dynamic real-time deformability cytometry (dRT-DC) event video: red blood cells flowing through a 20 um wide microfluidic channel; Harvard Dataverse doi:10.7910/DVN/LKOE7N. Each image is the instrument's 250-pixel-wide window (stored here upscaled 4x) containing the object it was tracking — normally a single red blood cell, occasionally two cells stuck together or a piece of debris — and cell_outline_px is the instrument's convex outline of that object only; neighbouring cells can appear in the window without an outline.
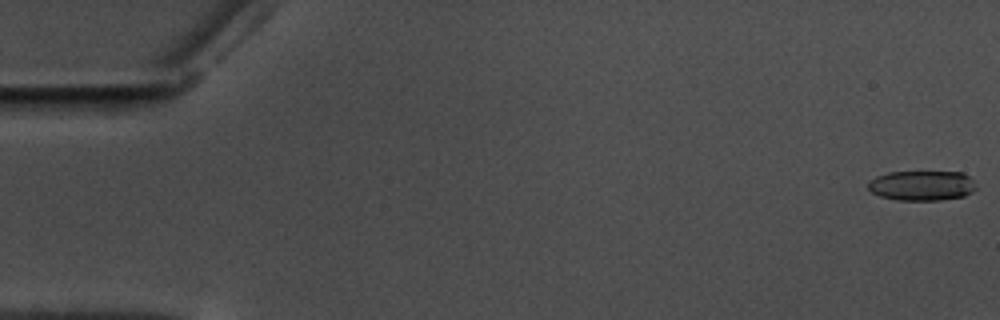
{"species": "common noctule bat (a hibernating species)", "species_latin": "Nyctalus noctula", "temperature_condition": "warm", "stored_images_in_passage": 15, "camera_frame_rate_fps": 3000, "um_per_image_px": 0.085, "animal": {"sex": "male", "body_mass_g": 17.5, "forearm_length_mm": 52.3}, "frame": {"image": 1, "passage_image": 1, "time_ms": 0.0, "image_size_px": [1000, 320], "cell_outline_px": [[976, 188], [972, 192], [964, 196], [940, 200], [896, 200], [880, 196], [872, 192], [868, 188], [868, 180], [876, 176], [888, 172], [964, 172], [972, 180]], "centroid_in_image_um": [78.34, 15.77], "position_along_channel_um": 6.7, "area_um2": 18.9}}